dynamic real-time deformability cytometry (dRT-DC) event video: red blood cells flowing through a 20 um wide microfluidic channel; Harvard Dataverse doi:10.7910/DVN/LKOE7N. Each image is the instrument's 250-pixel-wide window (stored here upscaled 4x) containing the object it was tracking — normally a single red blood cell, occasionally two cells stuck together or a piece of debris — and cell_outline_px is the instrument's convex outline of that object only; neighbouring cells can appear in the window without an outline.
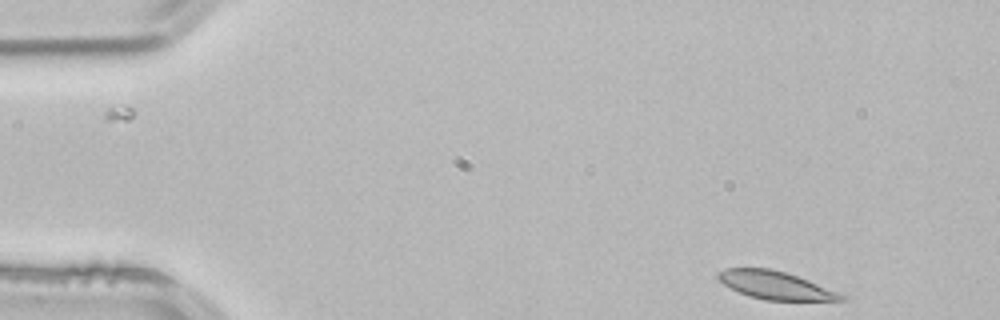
{"species": "common noctule bat (a hibernating species)", "species_latin": "Nyctalus noctula", "temperature_condition": "room temperature", "stored_images_in_passage": 3, "camera_frame_rate_fps": 3000, "um_per_image_px": 0.085, "animal": {"sex": "male", "body_mass_g": 21.5, "forearm_length_mm": 52.0}, "frame": {"image": 1, "passage_image": 1, "time_ms": 0.0, "image_size_px": [1000, 320], "cell_outline_px": [[848, 296], [844, 300], [764, 300], [748, 296], [724, 284], [716, 276], [716, 272], [724, 268], [768, 268], [784, 272], [808, 280]], "centroid_in_image_um": [65.88, 24.24], "position_along_channel_um": 19.1, "area_um2": 19.83}}
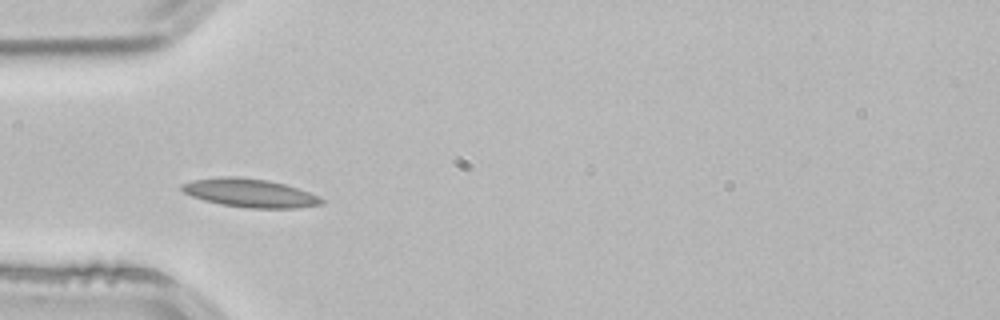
{"frame": {"image": 2, "passage_image": 3, "time_ms": 0.667, "image_size_px": [1000, 320], "cell_outline_px": [[324, 204], [300, 208], [248, 208], [220, 204], [204, 200], [192, 196], [184, 192], [180, 188], [180, 184], [192, 180], [220, 176], [236, 176], [268, 180], [284, 184], [320, 196], [324, 200]], "centroid_in_image_um": [21.24, 16.4], "position_along_channel_um": 63.8, "area_um2": 23.29}}